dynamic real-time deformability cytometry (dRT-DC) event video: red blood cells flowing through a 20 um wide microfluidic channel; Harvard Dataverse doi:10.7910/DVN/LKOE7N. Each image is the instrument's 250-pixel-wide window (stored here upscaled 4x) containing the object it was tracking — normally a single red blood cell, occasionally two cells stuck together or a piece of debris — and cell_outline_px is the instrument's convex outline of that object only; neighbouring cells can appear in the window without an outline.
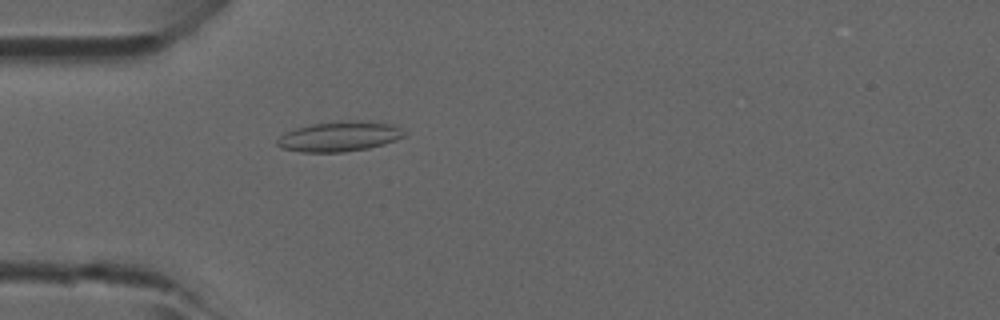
{"species": "common noctule bat (a hibernating species)", "species_latin": "Nyctalus noctula", "temperature_condition": "room temperature", "stored_images_in_passage": 46, "camera_frame_rate_fps": 3000, "um_per_image_px": 0.085, "animal": {"sex": "male", "forearm_length_mm": 52.5}, "frame": {"image": 1, "passage_image": 14, "time_ms": 4.333, "image_size_px": [1000, 320], "cell_outline_px": [[404, 136], [396, 140], [384, 144], [368, 148], [344, 152], [300, 152], [280, 148], [276, 144], [276, 140], [284, 132], [296, 128], [312, 124], [348, 120], [368, 120], [392, 124], [400, 128], [404, 132]], "centroid_in_image_um": [28.83, 11.59], "position_along_channel_um": 56.2, "area_um2": 22.43}}
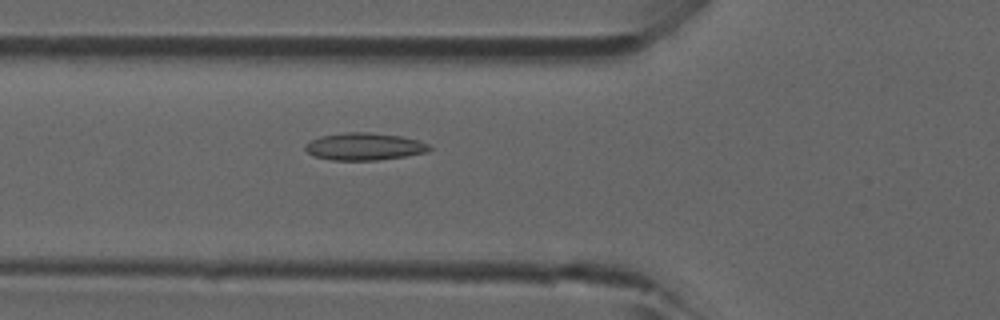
{"frame": {"image": 2, "passage_image": 17, "time_ms": 5.333, "image_size_px": [1000, 320], "cell_outline_px": [[432, 148], [428, 152], [380, 160], [332, 160], [312, 156], [304, 148], [304, 144], [320, 136], [344, 132], [368, 132], [400, 136], [420, 140], [428, 144]], "centroid_in_image_um": [30.96, 12.45], "position_along_channel_um": 94.8, "area_um2": 19.88}}
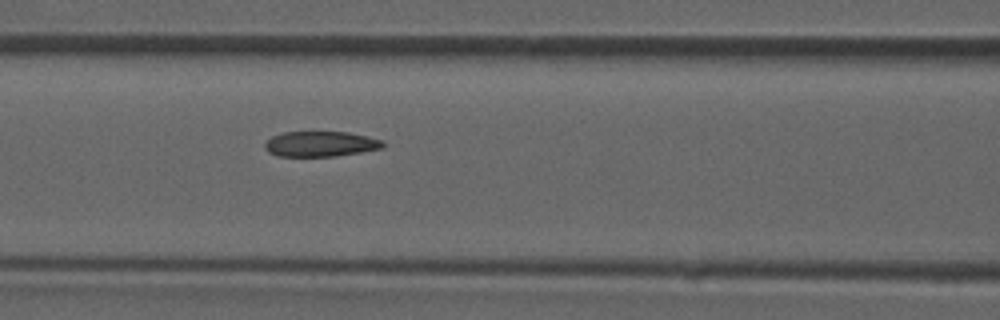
{"frame": {"image": 3, "passage_image": 20, "time_ms": 6.333, "image_size_px": [1000, 320], "cell_outline_px": [[384, 144], [380, 148], [360, 152], [336, 156], [276, 156], [268, 152], [264, 148], [264, 144], [272, 136], [284, 132], [348, 132], [368, 136], [384, 140]], "centroid_in_image_um": [27.23, 12.23], "position_along_channel_um": 139.4, "area_um2": 17.4}}